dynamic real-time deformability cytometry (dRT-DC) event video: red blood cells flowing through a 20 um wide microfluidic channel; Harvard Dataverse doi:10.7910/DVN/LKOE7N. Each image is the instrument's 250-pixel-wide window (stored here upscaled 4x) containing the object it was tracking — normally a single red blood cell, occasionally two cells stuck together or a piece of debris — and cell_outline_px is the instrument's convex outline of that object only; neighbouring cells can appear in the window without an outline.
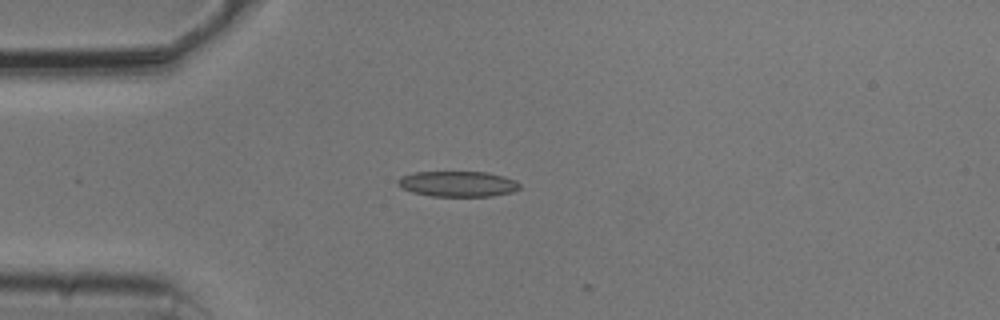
{"species": "common noctule bat (a hibernating species)", "species_latin": "Nyctalus noctula", "temperature_condition": "cold", "stored_images_in_passage": 2, "camera_frame_rate_fps": 3000, "um_per_image_px": 0.085, "animal": {"sex": "male", "body_mass_g": 20.5, "forearm_length_mm": 52.5}, "frame": {"image": 1, "passage_image": 1, "time_ms": 0.0, "image_size_px": [1000, 320], "cell_outline_px": [[520, 188], [512, 192], [492, 196], [432, 196], [412, 192], [400, 188], [396, 184], [396, 180], [400, 176], [416, 172], [488, 172], [504, 176], [516, 180], [520, 184]], "centroid_in_image_um": [38.89, 15.63], "position_along_channel_um": 46.1, "area_um2": 18.32}}